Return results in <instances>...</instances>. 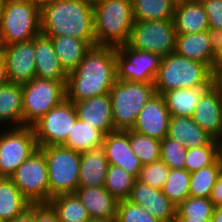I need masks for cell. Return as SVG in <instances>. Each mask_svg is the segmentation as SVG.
Segmentation results:
<instances>
[{
	"label": "cell",
	"mask_w": 222,
	"mask_h": 222,
	"mask_svg": "<svg viewBox=\"0 0 222 222\" xmlns=\"http://www.w3.org/2000/svg\"><path fill=\"white\" fill-rule=\"evenodd\" d=\"M116 51V47L93 46L68 73L66 98L75 103L109 93L117 80Z\"/></svg>",
	"instance_id": "1"
},
{
	"label": "cell",
	"mask_w": 222,
	"mask_h": 222,
	"mask_svg": "<svg viewBox=\"0 0 222 222\" xmlns=\"http://www.w3.org/2000/svg\"><path fill=\"white\" fill-rule=\"evenodd\" d=\"M41 34L72 36L96 46L93 7L82 0H44L40 3Z\"/></svg>",
	"instance_id": "2"
},
{
	"label": "cell",
	"mask_w": 222,
	"mask_h": 222,
	"mask_svg": "<svg viewBox=\"0 0 222 222\" xmlns=\"http://www.w3.org/2000/svg\"><path fill=\"white\" fill-rule=\"evenodd\" d=\"M96 45H125L134 24L132 0H104L93 7Z\"/></svg>",
	"instance_id": "3"
},
{
	"label": "cell",
	"mask_w": 222,
	"mask_h": 222,
	"mask_svg": "<svg viewBox=\"0 0 222 222\" xmlns=\"http://www.w3.org/2000/svg\"><path fill=\"white\" fill-rule=\"evenodd\" d=\"M213 74L211 69L201 62L178 55L176 52L162 57L154 81L156 93L179 88L211 86Z\"/></svg>",
	"instance_id": "4"
},
{
	"label": "cell",
	"mask_w": 222,
	"mask_h": 222,
	"mask_svg": "<svg viewBox=\"0 0 222 222\" xmlns=\"http://www.w3.org/2000/svg\"><path fill=\"white\" fill-rule=\"evenodd\" d=\"M41 34L40 2L6 0L0 16L2 45L27 42Z\"/></svg>",
	"instance_id": "5"
},
{
	"label": "cell",
	"mask_w": 222,
	"mask_h": 222,
	"mask_svg": "<svg viewBox=\"0 0 222 222\" xmlns=\"http://www.w3.org/2000/svg\"><path fill=\"white\" fill-rule=\"evenodd\" d=\"M155 94L154 83L116 80L109 92L115 130L132 129L139 112Z\"/></svg>",
	"instance_id": "6"
},
{
	"label": "cell",
	"mask_w": 222,
	"mask_h": 222,
	"mask_svg": "<svg viewBox=\"0 0 222 222\" xmlns=\"http://www.w3.org/2000/svg\"><path fill=\"white\" fill-rule=\"evenodd\" d=\"M38 149L44 154L47 163L49 201L58 195L75 193L79 187L81 153L63 145Z\"/></svg>",
	"instance_id": "7"
},
{
	"label": "cell",
	"mask_w": 222,
	"mask_h": 222,
	"mask_svg": "<svg viewBox=\"0 0 222 222\" xmlns=\"http://www.w3.org/2000/svg\"><path fill=\"white\" fill-rule=\"evenodd\" d=\"M23 91V126H32L50 109L66 99V81L34 78Z\"/></svg>",
	"instance_id": "8"
},
{
	"label": "cell",
	"mask_w": 222,
	"mask_h": 222,
	"mask_svg": "<svg viewBox=\"0 0 222 222\" xmlns=\"http://www.w3.org/2000/svg\"><path fill=\"white\" fill-rule=\"evenodd\" d=\"M176 36L173 19L134 20L126 45L134 50L158 54L162 58L175 52Z\"/></svg>",
	"instance_id": "9"
},
{
	"label": "cell",
	"mask_w": 222,
	"mask_h": 222,
	"mask_svg": "<svg viewBox=\"0 0 222 222\" xmlns=\"http://www.w3.org/2000/svg\"><path fill=\"white\" fill-rule=\"evenodd\" d=\"M7 129L0 132V177L10 178L39 147L32 126Z\"/></svg>",
	"instance_id": "10"
},
{
	"label": "cell",
	"mask_w": 222,
	"mask_h": 222,
	"mask_svg": "<svg viewBox=\"0 0 222 222\" xmlns=\"http://www.w3.org/2000/svg\"><path fill=\"white\" fill-rule=\"evenodd\" d=\"M78 118L74 103L64 99L32 125L38 147L64 145Z\"/></svg>",
	"instance_id": "11"
},
{
	"label": "cell",
	"mask_w": 222,
	"mask_h": 222,
	"mask_svg": "<svg viewBox=\"0 0 222 222\" xmlns=\"http://www.w3.org/2000/svg\"><path fill=\"white\" fill-rule=\"evenodd\" d=\"M10 179L31 204L49 202L48 168L39 149L16 169Z\"/></svg>",
	"instance_id": "12"
},
{
	"label": "cell",
	"mask_w": 222,
	"mask_h": 222,
	"mask_svg": "<svg viewBox=\"0 0 222 222\" xmlns=\"http://www.w3.org/2000/svg\"><path fill=\"white\" fill-rule=\"evenodd\" d=\"M161 57L149 51H139L126 44L117 47V80L130 82L154 83Z\"/></svg>",
	"instance_id": "13"
},
{
	"label": "cell",
	"mask_w": 222,
	"mask_h": 222,
	"mask_svg": "<svg viewBox=\"0 0 222 222\" xmlns=\"http://www.w3.org/2000/svg\"><path fill=\"white\" fill-rule=\"evenodd\" d=\"M8 81L25 85L35 78L34 38L27 42L2 45Z\"/></svg>",
	"instance_id": "14"
},
{
	"label": "cell",
	"mask_w": 222,
	"mask_h": 222,
	"mask_svg": "<svg viewBox=\"0 0 222 222\" xmlns=\"http://www.w3.org/2000/svg\"><path fill=\"white\" fill-rule=\"evenodd\" d=\"M170 117L163 96L156 93L141 109L131 130L163 140L168 133Z\"/></svg>",
	"instance_id": "15"
},
{
	"label": "cell",
	"mask_w": 222,
	"mask_h": 222,
	"mask_svg": "<svg viewBox=\"0 0 222 222\" xmlns=\"http://www.w3.org/2000/svg\"><path fill=\"white\" fill-rule=\"evenodd\" d=\"M191 118L214 139L222 141V93L213 84L200 97Z\"/></svg>",
	"instance_id": "16"
},
{
	"label": "cell",
	"mask_w": 222,
	"mask_h": 222,
	"mask_svg": "<svg viewBox=\"0 0 222 222\" xmlns=\"http://www.w3.org/2000/svg\"><path fill=\"white\" fill-rule=\"evenodd\" d=\"M161 222L176 221V206L158 189L135 180L129 199Z\"/></svg>",
	"instance_id": "17"
},
{
	"label": "cell",
	"mask_w": 222,
	"mask_h": 222,
	"mask_svg": "<svg viewBox=\"0 0 222 222\" xmlns=\"http://www.w3.org/2000/svg\"><path fill=\"white\" fill-rule=\"evenodd\" d=\"M103 146L109 165L121 167L136 179L138 178L142 164L131 149L129 129L108 133L105 135Z\"/></svg>",
	"instance_id": "18"
},
{
	"label": "cell",
	"mask_w": 222,
	"mask_h": 222,
	"mask_svg": "<svg viewBox=\"0 0 222 222\" xmlns=\"http://www.w3.org/2000/svg\"><path fill=\"white\" fill-rule=\"evenodd\" d=\"M78 118L105 135L116 131L111 112L109 93L74 103Z\"/></svg>",
	"instance_id": "19"
},
{
	"label": "cell",
	"mask_w": 222,
	"mask_h": 222,
	"mask_svg": "<svg viewBox=\"0 0 222 222\" xmlns=\"http://www.w3.org/2000/svg\"><path fill=\"white\" fill-rule=\"evenodd\" d=\"M35 77L53 81H67V73L55 54L49 37L42 34L34 37Z\"/></svg>",
	"instance_id": "20"
},
{
	"label": "cell",
	"mask_w": 222,
	"mask_h": 222,
	"mask_svg": "<svg viewBox=\"0 0 222 222\" xmlns=\"http://www.w3.org/2000/svg\"><path fill=\"white\" fill-rule=\"evenodd\" d=\"M90 218L116 220L118 201L105 189L98 187H78L75 192Z\"/></svg>",
	"instance_id": "21"
},
{
	"label": "cell",
	"mask_w": 222,
	"mask_h": 222,
	"mask_svg": "<svg viewBox=\"0 0 222 222\" xmlns=\"http://www.w3.org/2000/svg\"><path fill=\"white\" fill-rule=\"evenodd\" d=\"M108 167L103 144L81 153L79 187L104 186Z\"/></svg>",
	"instance_id": "22"
},
{
	"label": "cell",
	"mask_w": 222,
	"mask_h": 222,
	"mask_svg": "<svg viewBox=\"0 0 222 222\" xmlns=\"http://www.w3.org/2000/svg\"><path fill=\"white\" fill-rule=\"evenodd\" d=\"M167 137L176 140L186 149L208 145L214 138L200 128L191 117L171 116Z\"/></svg>",
	"instance_id": "23"
},
{
	"label": "cell",
	"mask_w": 222,
	"mask_h": 222,
	"mask_svg": "<svg viewBox=\"0 0 222 222\" xmlns=\"http://www.w3.org/2000/svg\"><path fill=\"white\" fill-rule=\"evenodd\" d=\"M175 52L180 56L206 64L210 69L215 58L208 31L177 34Z\"/></svg>",
	"instance_id": "24"
},
{
	"label": "cell",
	"mask_w": 222,
	"mask_h": 222,
	"mask_svg": "<svg viewBox=\"0 0 222 222\" xmlns=\"http://www.w3.org/2000/svg\"><path fill=\"white\" fill-rule=\"evenodd\" d=\"M173 22L177 34H192L209 29L206 10L201 0L175 6Z\"/></svg>",
	"instance_id": "25"
},
{
	"label": "cell",
	"mask_w": 222,
	"mask_h": 222,
	"mask_svg": "<svg viewBox=\"0 0 222 222\" xmlns=\"http://www.w3.org/2000/svg\"><path fill=\"white\" fill-rule=\"evenodd\" d=\"M59 62L68 74L75 70L92 46L72 36L49 37Z\"/></svg>",
	"instance_id": "26"
},
{
	"label": "cell",
	"mask_w": 222,
	"mask_h": 222,
	"mask_svg": "<svg viewBox=\"0 0 222 222\" xmlns=\"http://www.w3.org/2000/svg\"><path fill=\"white\" fill-rule=\"evenodd\" d=\"M22 86L8 82L0 86V126L10 123L12 127L23 126Z\"/></svg>",
	"instance_id": "27"
},
{
	"label": "cell",
	"mask_w": 222,
	"mask_h": 222,
	"mask_svg": "<svg viewBox=\"0 0 222 222\" xmlns=\"http://www.w3.org/2000/svg\"><path fill=\"white\" fill-rule=\"evenodd\" d=\"M210 86L179 88L162 94L170 116L191 117L202 94Z\"/></svg>",
	"instance_id": "28"
},
{
	"label": "cell",
	"mask_w": 222,
	"mask_h": 222,
	"mask_svg": "<svg viewBox=\"0 0 222 222\" xmlns=\"http://www.w3.org/2000/svg\"><path fill=\"white\" fill-rule=\"evenodd\" d=\"M30 204L10 178L0 177V219L3 222L22 215Z\"/></svg>",
	"instance_id": "29"
},
{
	"label": "cell",
	"mask_w": 222,
	"mask_h": 222,
	"mask_svg": "<svg viewBox=\"0 0 222 222\" xmlns=\"http://www.w3.org/2000/svg\"><path fill=\"white\" fill-rule=\"evenodd\" d=\"M104 138L105 134L101 130L93 128L77 118L76 123L68 134L67 141L63 146L78 153H83L88 152L96 146L102 145Z\"/></svg>",
	"instance_id": "30"
},
{
	"label": "cell",
	"mask_w": 222,
	"mask_h": 222,
	"mask_svg": "<svg viewBox=\"0 0 222 222\" xmlns=\"http://www.w3.org/2000/svg\"><path fill=\"white\" fill-rule=\"evenodd\" d=\"M59 222H88L91 218L75 193L62 194L50 199Z\"/></svg>",
	"instance_id": "31"
},
{
	"label": "cell",
	"mask_w": 222,
	"mask_h": 222,
	"mask_svg": "<svg viewBox=\"0 0 222 222\" xmlns=\"http://www.w3.org/2000/svg\"><path fill=\"white\" fill-rule=\"evenodd\" d=\"M134 20L173 19L175 5L170 0H132Z\"/></svg>",
	"instance_id": "32"
},
{
	"label": "cell",
	"mask_w": 222,
	"mask_h": 222,
	"mask_svg": "<svg viewBox=\"0 0 222 222\" xmlns=\"http://www.w3.org/2000/svg\"><path fill=\"white\" fill-rule=\"evenodd\" d=\"M222 172V164L218 158L212 165L191 172L189 193L191 197L210 198L215 182Z\"/></svg>",
	"instance_id": "33"
},
{
	"label": "cell",
	"mask_w": 222,
	"mask_h": 222,
	"mask_svg": "<svg viewBox=\"0 0 222 222\" xmlns=\"http://www.w3.org/2000/svg\"><path fill=\"white\" fill-rule=\"evenodd\" d=\"M136 178L121 167L109 165L105 177V189L117 200H127Z\"/></svg>",
	"instance_id": "34"
},
{
	"label": "cell",
	"mask_w": 222,
	"mask_h": 222,
	"mask_svg": "<svg viewBox=\"0 0 222 222\" xmlns=\"http://www.w3.org/2000/svg\"><path fill=\"white\" fill-rule=\"evenodd\" d=\"M191 173L186 169H170L167 181L161 191L178 207L189 196Z\"/></svg>",
	"instance_id": "35"
},
{
	"label": "cell",
	"mask_w": 222,
	"mask_h": 222,
	"mask_svg": "<svg viewBox=\"0 0 222 222\" xmlns=\"http://www.w3.org/2000/svg\"><path fill=\"white\" fill-rule=\"evenodd\" d=\"M129 143L142 165L160 160L161 140L129 129Z\"/></svg>",
	"instance_id": "36"
},
{
	"label": "cell",
	"mask_w": 222,
	"mask_h": 222,
	"mask_svg": "<svg viewBox=\"0 0 222 222\" xmlns=\"http://www.w3.org/2000/svg\"><path fill=\"white\" fill-rule=\"evenodd\" d=\"M221 141L213 139L208 145L187 150L185 169L194 172L212 165L219 158Z\"/></svg>",
	"instance_id": "37"
},
{
	"label": "cell",
	"mask_w": 222,
	"mask_h": 222,
	"mask_svg": "<svg viewBox=\"0 0 222 222\" xmlns=\"http://www.w3.org/2000/svg\"><path fill=\"white\" fill-rule=\"evenodd\" d=\"M214 204L209 198L189 196L176 208V217H191L192 219H211Z\"/></svg>",
	"instance_id": "38"
},
{
	"label": "cell",
	"mask_w": 222,
	"mask_h": 222,
	"mask_svg": "<svg viewBox=\"0 0 222 222\" xmlns=\"http://www.w3.org/2000/svg\"><path fill=\"white\" fill-rule=\"evenodd\" d=\"M187 150L184 145L166 136L161 140L160 160L170 169H185Z\"/></svg>",
	"instance_id": "39"
},
{
	"label": "cell",
	"mask_w": 222,
	"mask_h": 222,
	"mask_svg": "<svg viewBox=\"0 0 222 222\" xmlns=\"http://www.w3.org/2000/svg\"><path fill=\"white\" fill-rule=\"evenodd\" d=\"M170 173V168L162 161L142 165L137 180L161 190Z\"/></svg>",
	"instance_id": "40"
},
{
	"label": "cell",
	"mask_w": 222,
	"mask_h": 222,
	"mask_svg": "<svg viewBox=\"0 0 222 222\" xmlns=\"http://www.w3.org/2000/svg\"><path fill=\"white\" fill-rule=\"evenodd\" d=\"M116 222H161L130 200L118 201Z\"/></svg>",
	"instance_id": "41"
},
{
	"label": "cell",
	"mask_w": 222,
	"mask_h": 222,
	"mask_svg": "<svg viewBox=\"0 0 222 222\" xmlns=\"http://www.w3.org/2000/svg\"><path fill=\"white\" fill-rule=\"evenodd\" d=\"M203 3L209 28L222 30V0H201Z\"/></svg>",
	"instance_id": "42"
},
{
	"label": "cell",
	"mask_w": 222,
	"mask_h": 222,
	"mask_svg": "<svg viewBox=\"0 0 222 222\" xmlns=\"http://www.w3.org/2000/svg\"><path fill=\"white\" fill-rule=\"evenodd\" d=\"M34 222H59V220L48 203H39L34 204Z\"/></svg>",
	"instance_id": "43"
},
{
	"label": "cell",
	"mask_w": 222,
	"mask_h": 222,
	"mask_svg": "<svg viewBox=\"0 0 222 222\" xmlns=\"http://www.w3.org/2000/svg\"><path fill=\"white\" fill-rule=\"evenodd\" d=\"M214 206H222V172L219 174L215 185L212 188L211 195L209 198Z\"/></svg>",
	"instance_id": "44"
},
{
	"label": "cell",
	"mask_w": 222,
	"mask_h": 222,
	"mask_svg": "<svg viewBox=\"0 0 222 222\" xmlns=\"http://www.w3.org/2000/svg\"><path fill=\"white\" fill-rule=\"evenodd\" d=\"M207 31L211 43V48L213 52L216 53L222 48V30L209 28Z\"/></svg>",
	"instance_id": "45"
},
{
	"label": "cell",
	"mask_w": 222,
	"mask_h": 222,
	"mask_svg": "<svg viewBox=\"0 0 222 222\" xmlns=\"http://www.w3.org/2000/svg\"><path fill=\"white\" fill-rule=\"evenodd\" d=\"M8 222H34V204H30L28 210H26L22 215Z\"/></svg>",
	"instance_id": "46"
},
{
	"label": "cell",
	"mask_w": 222,
	"mask_h": 222,
	"mask_svg": "<svg viewBox=\"0 0 222 222\" xmlns=\"http://www.w3.org/2000/svg\"><path fill=\"white\" fill-rule=\"evenodd\" d=\"M7 71H6V60L3 52H0V86L8 83Z\"/></svg>",
	"instance_id": "47"
},
{
	"label": "cell",
	"mask_w": 222,
	"mask_h": 222,
	"mask_svg": "<svg viewBox=\"0 0 222 222\" xmlns=\"http://www.w3.org/2000/svg\"><path fill=\"white\" fill-rule=\"evenodd\" d=\"M220 68H222V48L215 53V58L211 67L212 74Z\"/></svg>",
	"instance_id": "48"
},
{
	"label": "cell",
	"mask_w": 222,
	"mask_h": 222,
	"mask_svg": "<svg viewBox=\"0 0 222 222\" xmlns=\"http://www.w3.org/2000/svg\"><path fill=\"white\" fill-rule=\"evenodd\" d=\"M213 85L222 93V68L213 74Z\"/></svg>",
	"instance_id": "49"
},
{
	"label": "cell",
	"mask_w": 222,
	"mask_h": 222,
	"mask_svg": "<svg viewBox=\"0 0 222 222\" xmlns=\"http://www.w3.org/2000/svg\"><path fill=\"white\" fill-rule=\"evenodd\" d=\"M210 222H222V206H216L214 208L213 216Z\"/></svg>",
	"instance_id": "50"
},
{
	"label": "cell",
	"mask_w": 222,
	"mask_h": 222,
	"mask_svg": "<svg viewBox=\"0 0 222 222\" xmlns=\"http://www.w3.org/2000/svg\"><path fill=\"white\" fill-rule=\"evenodd\" d=\"M211 219H192L191 217H176L175 222H210Z\"/></svg>",
	"instance_id": "51"
},
{
	"label": "cell",
	"mask_w": 222,
	"mask_h": 222,
	"mask_svg": "<svg viewBox=\"0 0 222 222\" xmlns=\"http://www.w3.org/2000/svg\"><path fill=\"white\" fill-rule=\"evenodd\" d=\"M82 1L85 2L86 4L92 6V7H95L96 5L100 4L104 0H82Z\"/></svg>",
	"instance_id": "52"
},
{
	"label": "cell",
	"mask_w": 222,
	"mask_h": 222,
	"mask_svg": "<svg viewBox=\"0 0 222 222\" xmlns=\"http://www.w3.org/2000/svg\"><path fill=\"white\" fill-rule=\"evenodd\" d=\"M88 222H116V220H107V219L91 218Z\"/></svg>",
	"instance_id": "53"
},
{
	"label": "cell",
	"mask_w": 222,
	"mask_h": 222,
	"mask_svg": "<svg viewBox=\"0 0 222 222\" xmlns=\"http://www.w3.org/2000/svg\"><path fill=\"white\" fill-rule=\"evenodd\" d=\"M175 6L185 4L189 1H194V0H170Z\"/></svg>",
	"instance_id": "54"
},
{
	"label": "cell",
	"mask_w": 222,
	"mask_h": 222,
	"mask_svg": "<svg viewBox=\"0 0 222 222\" xmlns=\"http://www.w3.org/2000/svg\"><path fill=\"white\" fill-rule=\"evenodd\" d=\"M5 1L6 0H0V16H1V13H2L3 8H4Z\"/></svg>",
	"instance_id": "55"
},
{
	"label": "cell",
	"mask_w": 222,
	"mask_h": 222,
	"mask_svg": "<svg viewBox=\"0 0 222 222\" xmlns=\"http://www.w3.org/2000/svg\"><path fill=\"white\" fill-rule=\"evenodd\" d=\"M219 158H220L221 164H222V141H221L220 147H219Z\"/></svg>",
	"instance_id": "56"
},
{
	"label": "cell",
	"mask_w": 222,
	"mask_h": 222,
	"mask_svg": "<svg viewBox=\"0 0 222 222\" xmlns=\"http://www.w3.org/2000/svg\"><path fill=\"white\" fill-rule=\"evenodd\" d=\"M2 51V44H1V40H0V52Z\"/></svg>",
	"instance_id": "57"
}]
</instances>
